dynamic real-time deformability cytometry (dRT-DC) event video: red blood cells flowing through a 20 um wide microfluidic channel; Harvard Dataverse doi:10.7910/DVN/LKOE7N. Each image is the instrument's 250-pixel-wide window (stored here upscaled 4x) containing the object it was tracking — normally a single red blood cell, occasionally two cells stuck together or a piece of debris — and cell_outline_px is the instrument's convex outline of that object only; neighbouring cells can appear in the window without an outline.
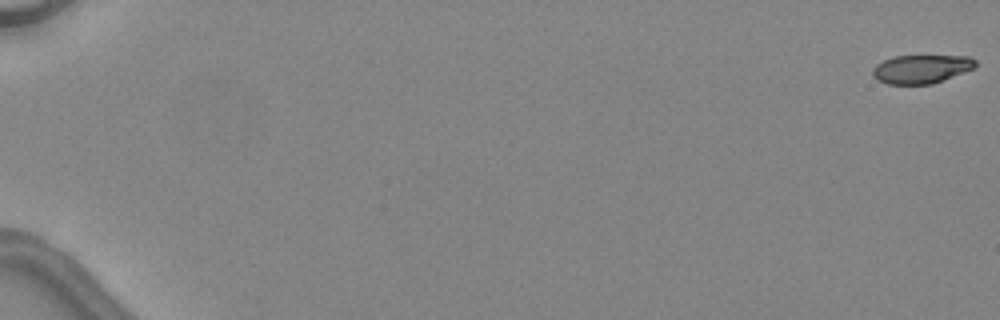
{"species": "common noctule bat (a hibernating species)", "species_latin": "Nyctalus noctula", "temperature_condition": "warm", "stored_images_in_passage": 6, "camera_frame_rate_fps": 3000, "um_per_image_px": 0.085, "animal": {"sex": "female", "body_mass_g": 24.6, "forearm_length_mm": 56.2}, "frame": {"image": 1, "passage_image": 1, "time_ms": 0.0, "image_size_px": [1000, 320], "cell_outline_px": [[976, 68], [932, 84], [888, 84], [876, 80], [872, 76], [872, 68], [876, 64], [892, 56], [972, 56], [976, 60]], "centroid_in_image_um": [78.31, 5.86], "position_along_channel_um": 6.7, "area_um2": 17.34}}
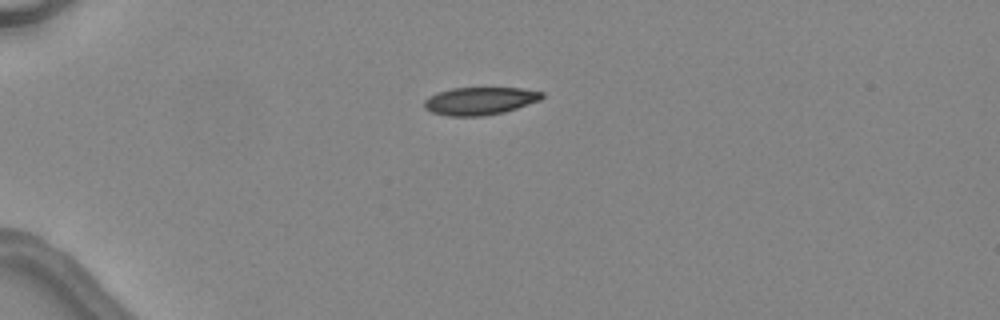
{"frame": {"image": 2, "passage_image": 5, "time_ms": 4.667, "image_size_px": [1000, 320], "cell_outline_px": [[544, 96], [540, 100], [504, 112], [484, 116], [448, 116], [432, 112], [424, 108], [424, 100], [436, 92], [452, 88], [524, 88], [544, 92]], "centroid_in_image_um": [40.79, 8.57], "position_along_channel_um": 44.2, "area_um2": 19.07}}